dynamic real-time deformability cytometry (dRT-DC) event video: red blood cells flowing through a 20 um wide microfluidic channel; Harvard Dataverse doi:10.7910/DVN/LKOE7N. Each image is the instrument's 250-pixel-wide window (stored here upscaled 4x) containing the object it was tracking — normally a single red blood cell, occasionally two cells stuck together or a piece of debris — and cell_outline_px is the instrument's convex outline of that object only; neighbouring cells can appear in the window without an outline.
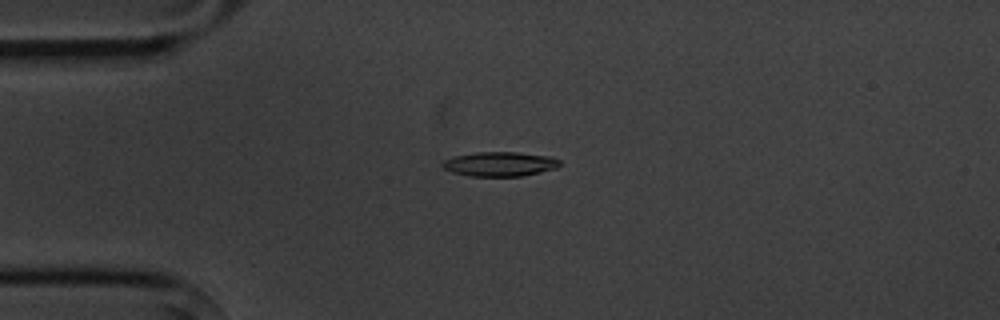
{"species": "common noctule bat (a hibernating species)", "species_latin": "Nyctalus noctula", "temperature_condition": "cold", "stored_images_in_passage": 7, "camera_frame_rate_fps": 3000, "um_per_image_px": 0.085, "animal": {"sex": "male", "body_mass_g": 20.1, "forearm_length_mm": 53.5}, "frame": {"image": 1, "passage_image": 4, "time_ms": 3.333, "image_size_px": [1000, 320], "cell_outline_px": [[560, 164], [556, 168], [540, 172], [520, 176], [472, 176], [452, 172], [444, 168], [440, 164], [444, 160], [456, 156], [476, 152], [516, 152], [552, 156], [560, 160]], "centroid_in_image_um": [42.5, 13.93], "position_along_channel_um": 42.5, "area_um2": 16.65}}
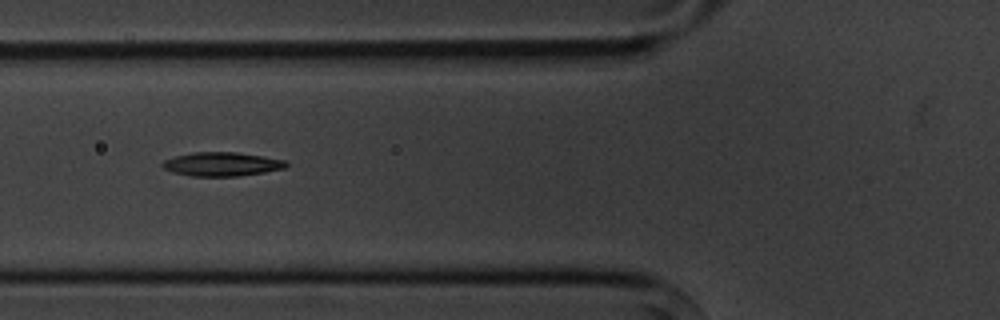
{"frame": {"image": 2, "passage_image": 6, "time_ms": 5.667, "image_size_px": [1000, 320], "cell_outline_px": [[288, 164], [284, 168], [264, 172], [236, 176], [192, 176], [172, 172], [164, 168], [160, 164], [164, 160], [176, 156], [196, 152], [240, 152], [264, 156], [284, 160]], "centroid_in_image_um": [18.85, 13.94], "position_along_channel_um": 107.0, "area_um2": 17.11}}
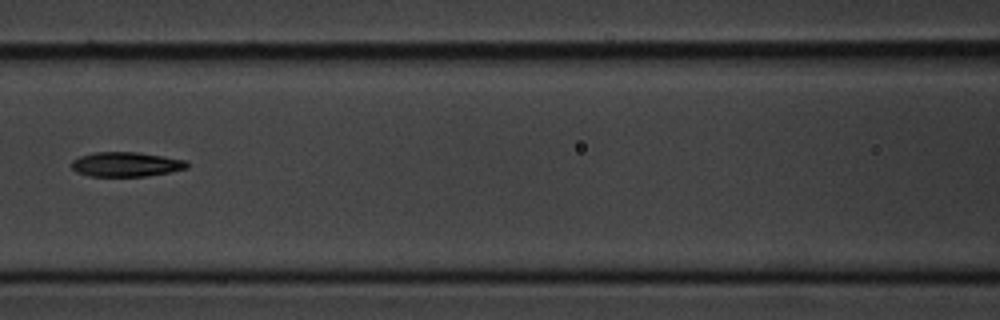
{"frame": {"image": 3, "passage_image": 7, "time_ms": 7.0, "image_size_px": [1000, 320], "cell_outline_px": [[188, 168], [148, 176], [88, 176], [76, 172], [72, 168], [72, 160], [80, 156], [96, 152], [136, 152], [164, 156], [188, 160]], "centroid_in_image_um": [10.73, 13.97], "position_along_channel_um": 155.9, "area_um2": 16.59}}